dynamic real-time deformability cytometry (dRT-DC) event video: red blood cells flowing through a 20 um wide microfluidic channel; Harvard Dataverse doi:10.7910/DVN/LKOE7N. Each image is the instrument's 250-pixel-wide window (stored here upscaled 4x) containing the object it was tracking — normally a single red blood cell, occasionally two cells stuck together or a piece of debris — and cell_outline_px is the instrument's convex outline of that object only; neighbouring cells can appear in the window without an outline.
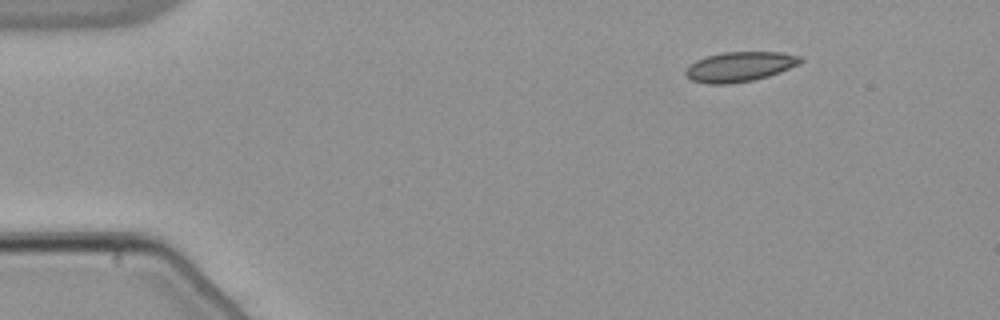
{"species": "common noctule bat (a hibernating species)", "species_latin": "Nyctalus noctula", "temperature_condition": "warm", "stored_images_in_passage": 47, "camera_frame_rate_fps": 3000, "um_per_image_px": 0.085, "animal": {"sex": "male", "body_mass_g": 21.5, "forearm_length_mm": 52.0}, "frame": {"image": 1, "passage_image": 1, "time_ms": 0.0, "image_size_px": [1000, 320], "cell_outline_px": [[804, 60], [800, 64], [780, 72], [768, 76], [752, 80], [728, 84], [708, 84], [692, 80], [684, 72], [696, 60], [708, 56], [724, 52], [780, 52], [800, 56]], "centroid_in_image_um": [62.92, 5.67], "position_along_channel_um": 22.1, "area_um2": 19.77}}
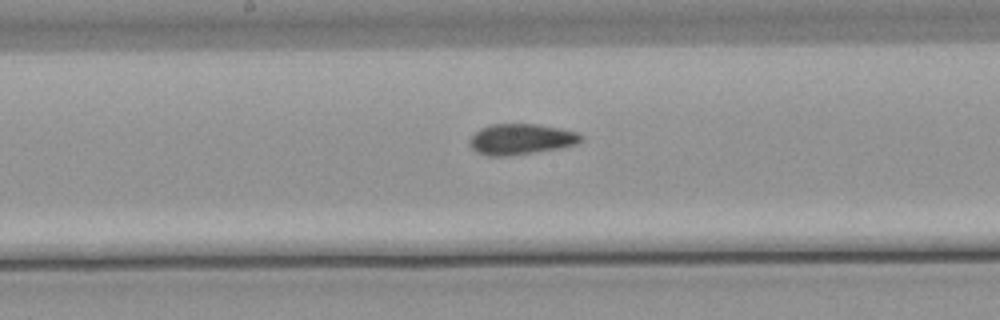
{"frame": {"image": 2, "passage_image": 22, "time_ms": 7.0, "image_size_px": [1000, 320], "cell_outline_px": [[584, 140], [576, 144], [560, 148], [508, 156], [488, 156], [476, 152], [468, 144], [468, 140], [480, 128], [492, 124], [536, 124], [560, 128], [580, 132], [584, 136]], "centroid_in_image_um": [44.31, 11.83], "position_along_channel_um": 203.9, "area_um2": 20.17}}
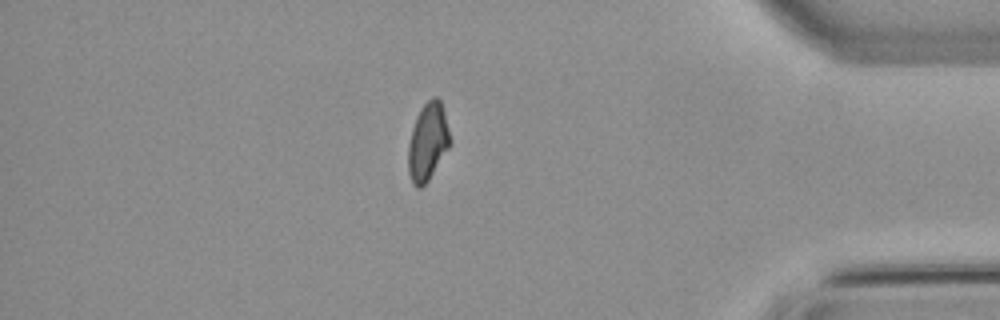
{"frame": {"image": 3, "passage_image": 40, "time_ms": 13.0, "image_size_px": [1000, 320], "cell_outline_px": [[452, 144], [428, 180], [420, 188], [416, 188], [412, 184], [408, 172], [408, 144], [412, 128], [416, 116], [420, 108], [432, 96], [436, 96], [440, 100], [444, 112], [452, 140]], "centroid_in_image_um": [36.36, 12.05], "position_along_channel_um": 398.8, "area_um2": 19.19}, "authors_computed_cell_mechanics": {"area_um2": 19.5364, "velocity_mm_per_s": 3.8268, "shape_relaxation_time_tau1_ms": null, "shape_relaxation_time_tau2_ms": 2.0413, "deformation_change_tau1": null, "deformation_change_tau2": 0.0564}}